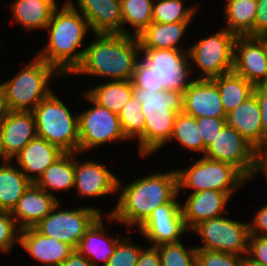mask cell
<instances>
[{"instance_id":"1","label":"cell","mask_w":267,"mask_h":266,"mask_svg":"<svg viewBox=\"0 0 267 266\" xmlns=\"http://www.w3.org/2000/svg\"><path fill=\"white\" fill-rule=\"evenodd\" d=\"M178 194L176 170L151 173L122 188L116 207L108 213V218L130 227H140L158 206L179 203Z\"/></svg>"},{"instance_id":"2","label":"cell","mask_w":267,"mask_h":266,"mask_svg":"<svg viewBox=\"0 0 267 266\" xmlns=\"http://www.w3.org/2000/svg\"><path fill=\"white\" fill-rule=\"evenodd\" d=\"M76 8L74 2L68 0L60 10L58 7L55 9L45 28L49 32L48 44L36 55L61 75H71L80 65L85 52V49L77 50L90 27L87 19Z\"/></svg>"},{"instance_id":"3","label":"cell","mask_w":267,"mask_h":266,"mask_svg":"<svg viewBox=\"0 0 267 266\" xmlns=\"http://www.w3.org/2000/svg\"><path fill=\"white\" fill-rule=\"evenodd\" d=\"M85 48L80 65L72 74L100 76L112 80H131L141 52L139 38L125 34L96 33Z\"/></svg>"},{"instance_id":"4","label":"cell","mask_w":267,"mask_h":266,"mask_svg":"<svg viewBox=\"0 0 267 266\" xmlns=\"http://www.w3.org/2000/svg\"><path fill=\"white\" fill-rule=\"evenodd\" d=\"M133 97L141 103L144 115V157L161 149L170 141L175 119L183 112V93L140 89L133 85Z\"/></svg>"},{"instance_id":"5","label":"cell","mask_w":267,"mask_h":266,"mask_svg":"<svg viewBox=\"0 0 267 266\" xmlns=\"http://www.w3.org/2000/svg\"><path fill=\"white\" fill-rule=\"evenodd\" d=\"M59 75L54 67L35 56L12 79L1 83L7 111H33L52 92L50 79Z\"/></svg>"},{"instance_id":"6","label":"cell","mask_w":267,"mask_h":266,"mask_svg":"<svg viewBox=\"0 0 267 266\" xmlns=\"http://www.w3.org/2000/svg\"><path fill=\"white\" fill-rule=\"evenodd\" d=\"M37 136L65 153L79 152L78 115L73 116L66 105L53 92L34 109Z\"/></svg>"},{"instance_id":"7","label":"cell","mask_w":267,"mask_h":266,"mask_svg":"<svg viewBox=\"0 0 267 266\" xmlns=\"http://www.w3.org/2000/svg\"><path fill=\"white\" fill-rule=\"evenodd\" d=\"M178 192L181 188H190L192 193L204 190H216L227 193L230 197L237 187L248 179L234 166L214 161L205 157L182 170H176Z\"/></svg>"},{"instance_id":"8","label":"cell","mask_w":267,"mask_h":266,"mask_svg":"<svg viewBox=\"0 0 267 266\" xmlns=\"http://www.w3.org/2000/svg\"><path fill=\"white\" fill-rule=\"evenodd\" d=\"M237 36L223 28L215 35L200 39L188 49V58L201 70V77L213 79L233 71L234 43Z\"/></svg>"},{"instance_id":"9","label":"cell","mask_w":267,"mask_h":266,"mask_svg":"<svg viewBox=\"0 0 267 266\" xmlns=\"http://www.w3.org/2000/svg\"><path fill=\"white\" fill-rule=\"evenodd\" d=\"M192 231L203 239V246H196V249L240 256L248 253L249 223H242L222 215L199 223Z\"/></svg>"},{"instance_id":"10","label":"cell","mask_w":267,"mask_h":266,"mask_svg":"<svg viewBox=\"0 0 267 266\" xmlns=\"http://www.w3.org/2000/svg\"><path fill=\"white\" fill-rule=\"evenodd\" d=\"M60 201L34 228L41 234L65 242L74 249L85 231L101 215L96 207H80L73 210H58Z\"/></svg>"},{"instance_id":"11","label":"cell","mask_w":267,"mask_h":266,"mask_svg":"<svg viewBox=\"0 0 267 266\" xmlns=\"http://www.w3.org/2000/svg\"><path fill=\"white\" fill-rule=\"evenodd\" d=\"M84 96L95 106L78 115L79 153L107 142L126 140L118 114L98 105L86 93Z\"/></svg>"},{"instance_id":"12","label":"cell","mask_w":267,"mask_h":266,"mask_svg":"<svg viewBox=\"0 0 267 266\" xmlns=\"http://www.w3.org/2000/svg\"><path fill=\"white\" fill-rule=\"evenodd\" d=\"M255 147L228 124L206 147L203 157L230 164L248 180L254 167Z\"/></svg>"},{"instance_id":"13","label":"cell","mask_w":267,"mask_h":266,"mask_svg":"<svg viewBox=\"0 0 267 266\" xmlns=\"http://www.w3.org/2000/svg\"><path fill=\"white\" fill-rule=\"evenodd\" d=\"M188 49L141 48L144 55L141 58L155 70L166 90L184 93L191 82L188 80L191 73Z\"/></svg>"},{"instance_id":"14","label":"cell","mask_w":267,"mask_h":266,"mask_svg":"<svg viewBox=\"0 0 267 266\" xmlns=\"http://www.w3.org/2000/svg\"><path fill=\"white\" fill-rule=\"evenodd\" d=\"M233 71L254 86L267 78V37L237 36Z\"/></svg>"},{"instance_id":"15","label":"cell","mask_w":267,"mask_h":266,"mask_svg":"<svg viewBox=\"0 0 267 266\" xmlns=\"http://www.w3.org/2000/svg\"><path fill=\"white\" fill-rule=\"evenodd\" d=\"M180 203H165L158 206L138 228L142 236L152 246L180 241V236L188 230L182 215Z\"/></svg>"},{"instance_id":"16","label":"cell","mask_w":267,"mask_h":266,"mask_svg":"<svg viewBox=\"0 0 267 266\" xmlns=\"http://www.w3.org/2000/svg\"><path fill=\"white\" fill-rule=\"evenodd\" d=\"M75 186L82 197H101L117 193L121 189L120 180L103 164L86 160L79 162L74 158Z\"/></svg>"},{"instance_id":"17","label":"cell","mask_w":267,"mask_h":266,"mask_svg":"<svg viewBox=\"0 0 267 266\" xmlns=\"http://www.w3.org/2000/svg\"><path fill=\"white\" fill-rule=\"evenodd\" d=\"M183 112L195 118H226L217 85L211 79H194L183 93Z\"/></svg>"},{"instance_id":"18","label":"cell","mask_w":267,"mask_h":266,"mask_svg":"<svg viewBox=\"0 0 267 266\" xmlns=\"http://www.w3.org/2000/svg\"><path fill=\"white\" fill-rule=\"evenodd\" d=\"M0 137L8 158H13L34 138L37 127L32 111H7L0 124Z\"/></svg>"},{"instance_id":"19","label":"cell","mask_w":267,"mask_h":266,"mask_svg":"<svg viewBox=\"0 0 267 266\" xmlns=\"http://www.w3.org/2000/svg\"><path fill=\"white\" fill-rule=\"evenodd\" d=\"M77 7L87 19L90 29L96 33L125 34L120 0H76Z\"/></svg>"},{"instance_id":"20","label":"cell","mask_w":267,"mask_h":266,"mask_svg":"<svg viewBox=\"0 0 267 266\" xmlns=\"http://www.w3.org/2000/svg\"><path fill=\"white\" fill-rule=\"evenodd\" d=\"M18 244L34 259L41 262V266H61L74 251L69 244L45 236L34 227L20 230Z\"/></svg>"},{"instance_id":"21","label":"cell","mask_w":267,"mask_h":266,"mask_svg":"<svg viewBox=\"0 0 267 266\" xmlns=\"http://www.w3.org/2000/svg\"><path fill=\"white\" fill-rule=\"evenodd\" d=\"M59 200L54 194H49L35 183H32L18 200L11 211L19 229H26L36 226L55 207Z\"/></svg>"},{"instance_id":"22","label":"cell","mask_w":267,"mask_h":266,"mask_svg":"<svg viewBox=\"0 0 267 266\" xmlns=\"http://www.w3.org/2000/svg\"><path fill=\"white\" fill-rule=\"evenodd\" d=\"M229 199L227 193L216 190L190 193L181 206L186 228L192 230L203 221L222 216Z\"/></svg>"},{"instance_id":"23","label":"cell","mask_w":267,"mask_h":266,"mask_svg":"<svg viewBox=\"0 0 267 266\" xmlns=\"http://www.w3.org/2000/svg\"><path fill=\"white\" fill-rule=\"evenodd\" d=\"M64 153L65 152L58 146L37 136L13 159L16 160L18 166H20L19 169L27 179L30 182L35 183L41 177L43 172Z\"/></svg>"},{"instance_id":"24","label":"cell","mask_w":267,"mask_h":266,"mask_svg":"<svg viewBox=\"0 0 267 266\" xmlns=\"http://www.w3.org/2000/svg\"><path fill=\"white\" fill-rule=\"evenodd\" d=\"M100 215L91 226L85 231L83 238L79 241L75 250L86 257L93 266H98V261L103 262V266L108 263L109 258L114 253L119 238L111 239L105 234V227ZM97 260V261H96Z\"/></svg>"},{"instance_id":"25","label":"cell","mask_w":267,"mask_h":266,"mask_svg":"<svg viewBox=\"0 0 267 266\" xmlns=\"http://www.w3.org/2000/svg\"><path fill=\"white\" fill-rule=\"evenodd\" d=\"M227 124L254 147L262 143L261 112L254 94L227 114Z\"/></svg>"},{"instance_id":"26","label":"cell","mask_w":267,"mask_h":266,"mask_svg":"<svg viewBox=\"0 0 267 266\" xmlns=\"http://www.w3.org/2000/svg\"><path fill=\"white\" fill-rule=\"evenodd\" d=\"M190 22H151L138 36L141 48L183 50L178 46Z\"/></svg>"},{"instance_id":"27","label":"cell","mask_w":267,"mask_h":266,"mask_svg":"<svg viewBox=\"0 0 267 266\" xmlns=\"http://www.w3.org/2000/svg\"><path fill=\"white\" fill-rule=\"evenodd\" d=\"M56 0H14L13 19L26 29L46 28L58 7Z\"/></svg>"},{"instance_id":"28","label":"cell","mask_w":267,"mask_h":266,"mask_svg":"<svg viewBox=\"0 0 267 266\" xmlns=\"http://www.w3.org/2000/svg\"><path fill=\"white\" fill-rule=\"evenodd\" d=\"M8 162L0 164V210L12 211L32 184L23 172Z\"/></svg>"},{"instance_id":"29","label":"cell","mask_w":267,"mask_h":266,"mask_svg":"<svg viewBox=\"0 0 267 266\" xmlns=\"http://www.w3.org/2000/svg\"><path fill=\"white\" fill-rule=\"evenodd\" d=\"M95 103L118 114L133 96L131 80H112L85 92Z\"/></svg>"},{"instance_id":"30","label":"cell","mask_w":267,"mask_h":266,"mask_svg":"<svg viewBox=\"0 0 267 266\" xmlns=\"http://www.w3.org/2000/svg\"><path fill=\"white\" fill-rule=\"evenodd\" d=\"M75 153H64L53 164H51L35 182L45 190H70L75 186L74 155ZM49 188V189H48Z\"/></svg>"},{"instance_id":"31","label":"cell","mask_w":267,"mask_h":266,"mask_svg":"<svg viewBox=\"0 0 267 266\" xmlns=\"http://www.w3.org/2000/svg\"><path fill=\"white\" fill-rule=\"evenodd\" d=\"M226 29L235 36L254 37V22L257 11L256 0H226L224 5Z\"/></svg>"},{"instance_id":"32","label":"cell","mask_w":267,"mask_h":266,"mask_svg":"<svg viewBox=\"0 0 267 266\" xmlns=\"http://www.w3.org/2000/svg\"><path fill=\"white\" fill-rule=\"evenodd\" d=\"M211 80L217 85L226 115L253 94L254 85L234 71Z\"/></svg>"},{"instance_id":"33","label":"cell","mask_w":267,"mask_h":266,"mask_svg":"<svg viewBox=\"0 0 267 266\" xmlns=\"http://www.w3.org/2000/svg\"><path fill=\"white\" fill-rule=\"evenodd\" d=\"M122 130L127 140H138L139 153L144 156V115L141 111V103L132 96L118 113Z\"/></svg>"},{"instance_id":"34","label":"cell","mask_w":267,"mask_h":266,"mask_svg":"<svg viewBox=\"0 0 267 266\" xmlns=\"http://www.w3.org/2000/svg\"><path fill=\"white\" fill-rule=\"evenodd\" d=\"M170 140H177L180 145L194 152L204 154L206 150L203 139L200 136L196 118L184 112L177 114Z\"/></svg>"},{"instance_id":"35","label":"cell","mask_w":267,"mask_h":266,"mask_svg":"<svg viewBox=\"0 0 267 266\" xmlns=\"http://www.w3.org/2000/svg\"><path fill=\"white\" fill-rule=\"evenodd\" d=\"M154 0H120L123 27L128 24L138 37L152 22Z\"/></svg>"},{"instance_id":"36","label":"cell","mask_w":267,"mask_h":266,"mask_svg":"<svg viewBox=\"0 0 267 266\" xmlns=\"http://www.w3.org/2000/svg\"><path fill=\"white\" fill-rule=\"evenodd\" d=\"M157 2V3H155ZM184 7V0H154L152 21L158 23L190 22L196 6Z\"/></svg>"},{"instance_id":"37","label":"cell","mask_w":267,"mask_h":266,"mask_svg":"<svg viewBox=\"0 0 267 266\" xmlns=\"http://www.w3.org/2000/svg\"><path fill=\"white\" fill-rule=\"evenodd\" d=\"M161 266H197L196 247L185 248L180 241L156 246Z\"/></svg>"},{"instance_id":"38","label":"cell","mask_w":267,"mask_h":266,"mask_svg":"<svg viewBox=\"0 0 267 266\" xmlns=\"http://www.w3.org/2000/svg\"><path fill=\"white\" fill-rule=\"evenodd\" d=\"M131 81L135 87L140 89H148L149 91L157 92L166 90L164 84H160L159 77L155 70L148 65L141 56L136 63Z\"/></svg>"},{"instance_id":"39","label":"cell","mask_w":267,"mask_h":266,"mask_svg":"<svg viewBox=\"0 0 267 266\" xmlns=\"http://www.w3.org/2000/svg\"><path fill=\"white\" fill-rule=\"evenodd\" d=\"M128 241L121 237L105 266H135L137 264L142 248Z\"/></svg>"},{"instance_id":"40","label":"cell","mask_w":267,"mask_h":266,"mask_svg":"<svg viewBox=\"0 0 267 266\" xmlns=\"http://www.w3.org/2000/svg\"><path fill=\"white\" fill-rule=\"evenodd\" d=\"M19 225L10 211L0 210V251L9 253L16 241L19 243Z\"/></svg>"},{"instance_id":"41","label":"cell","mask_w":267,"mask_h":266,"mask_svg":"<svg viewBox=\"0 0 267 266\" xmlns=\"http://www.w3.org/2000/svg\"><path fill=\"white\" fill-rule=\"evenodd\" d=\"M242 256L196 249L197 266H241Z\"/></svg>"},{"instance_id":"42","label":"cell","mask_w":267,"mask_h":266,"mask_svg":"<svg viewBox=\"0 0 267 266\" xmlns=\"http://www.w3.org/2000/svg\"><path fill=\"white\" fill-rule=\"evenodd\" d=\"M196 123L204 146L207 147L225 127L227 120L226 118L201 117L196 118Z\"/></svg>"},{"instance_id":"43","label":"cell","mask_w":267,"mask_h":266,"mask_svg":"<svg viewBox=\"0 0 267 266\" xmlns=\"http://www.w3.org/2000/svg\"><path fill=\"white\" fill-rule=\"evenodd\" d=\"M247 255L256 262L267 266V238L250 235Z\"/></svg>"},{"instance_id":"44","label":"cell","mask_w":267,"mask_h":266,"mask_svg":"<svg viewBox=\"0 0 267 266\" xmlns=\"http://www.w3.org/2000/svg\"><path fill=\"white\" fill-rule=\"evenodd\" d=\"M255 95L261 112L262 142L267 140V88L262 85L254 86Z\"/></svg>"},{"instance_id":"45","label":"cell","mask_w":267,"mask_h":266,"mask_svg":"<svg viewBox=\"0 0 267 266\" xmlns=\"http://www.w3.org/2000/svg\"><path fill=\"white\" fill-rule=\"evenodd\" d=\"M254 37H267V0L257 1Z\"/></svg>"},{"instance_id":"46","label":"cell","mask_w":267,"mask_h":266,"mask_svg":"<svg viewBox=\"0 0 267 266\" xmlns=\"http://www.w3.org/2000/svg\"><path fill=\"white\" fill-rule=\"evenodd\" d=\"M259 172H264L263 174L267 178V140L255 147L254 167L250 179Z\"/></svg>"},{"instance_id":"47","label":"cell","mask_w":267,"mask_h":266,"mask_svg":"<svg viewBox=\"0 0 267 266\" xmlns=\"http://www.w3.org/2000/svg\"><path fill=\"white\" fill-rule=\"evenodd\" d=\"M250 235L267 238V204L258 210L254 220L249 223Z\"/></svg>"},{"instance_id":"48","label":"cell","mask_w":267,"mask_h":266,"mask_svg":"<svg viewBox=\"0 0 267 266\" xmlns=\"http://www.w3.org/2000/svg\"><path fill=\"white\" fill-rule=\"evenodd\" d=\"M135 266H161L157 247L150 246L148 249L142 247L138 262Z\"/></svg>"},{"instance_id":"49","label":"cell","mask_w":267,"mask_h":266,"mask_svg":"<svg viewBox=\"0 0 267 266\" xmlns=\"http://www.w3.org/2000/svg\"><path fill=\"white\" fill-rule=\"evenodd\" d=\"M61 266H93V264L74 249Z\"/></svg>"},{"instance_id":"50","label":"cell","mask_w":267,"mask_h":266,"mask_svg":"<svg viewBox=\"0 0 267 266\" xmlns=\"http://www.w3.org/2000/svg\"><path fill=\"white\" fill-rule=\"evenodd\" d=\"M6 112H7V109L5 105L4 93L0 86V124L3 121Z\"/></svg>"},{"instance_id":"51","label":"cell","mask_w":267,"mask_h":266,"mask_svg":"<svg viewBox=\"0 0 267 266\" xmlns=\"http://www.w3.org/2000/svg\"><path fill=\"white\" fill-rule=\"evenodd\" d=\"M241 266H265L262 263L256 262L247 254L242 255Z\"/></svg>"},{"instance_id":"52","label":"cell","mask_w":267,"mask_h":266,"mask_svg":"<svg viewBox=\"0 0 267 266\" xmlns=\"http://www.w3.org/2000/svg\"><path fill=\"white\" fill-rule=\"evenodd\" d=\"M0 158H2L3 163L2 164H6L8 162H10L11 160L8 158V156L6 155L4 148H3V144L1 142V137H0Z\"/></svg>"},{"instance_id":"53","label":"cell","mask_w":267,"mask_h":266,"mask_svg":"<svg viewBox=\"0 0 267 266\" xmlns=\"http://www.w3.org/2000/svg\"><path fill=\"white\" fill-rule=\"evenodd\" d=\"M261 85L267 88V78Z\"/></svg>"}]
</instances>
